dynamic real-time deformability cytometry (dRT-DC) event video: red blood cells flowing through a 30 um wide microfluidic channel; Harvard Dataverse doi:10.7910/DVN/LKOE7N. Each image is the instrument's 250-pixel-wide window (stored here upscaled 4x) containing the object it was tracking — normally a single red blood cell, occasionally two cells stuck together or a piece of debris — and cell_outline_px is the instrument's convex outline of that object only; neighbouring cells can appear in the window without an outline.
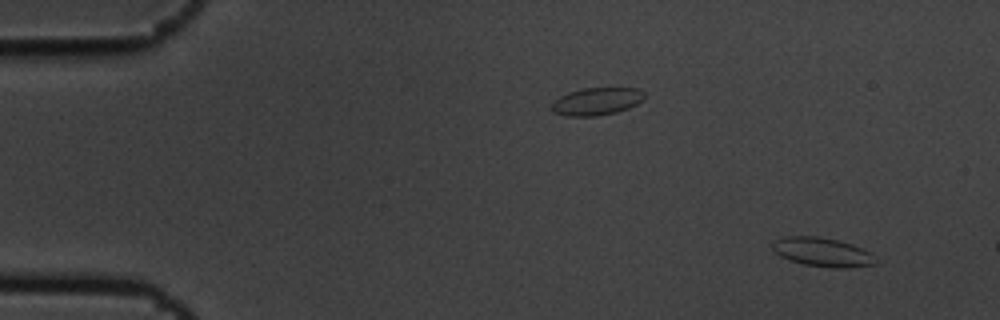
{"species": "common noctule bat (a hibernating species)", "species_latin": "Nyctalus noctula", "temperature_condition": "cold", "stored_images_in_passage": 5, "camera_frame_rate_fps": 3000, "um_per_image_px": 0.085, "animal": {"sex": "male", "body_mass_g": 19.5, "forearm_length_mm": 54.6}, "frame": {"image": 1, "passage_image": 1, "time_ms": 0.0, "image_size_px": [1000, 320], "cell_outline_px": [[876, 264], [848, 268], [836, 268], [804, 264], [780, 256], [772, 248], [772, 244], [776, 240], [784, 236], [820, 236], [852, 244], [872, 252]], "centroid_in_image_um": [69.93, 21.42], "position_along_channel_um": 15.1, "area_um2": 17.28}}